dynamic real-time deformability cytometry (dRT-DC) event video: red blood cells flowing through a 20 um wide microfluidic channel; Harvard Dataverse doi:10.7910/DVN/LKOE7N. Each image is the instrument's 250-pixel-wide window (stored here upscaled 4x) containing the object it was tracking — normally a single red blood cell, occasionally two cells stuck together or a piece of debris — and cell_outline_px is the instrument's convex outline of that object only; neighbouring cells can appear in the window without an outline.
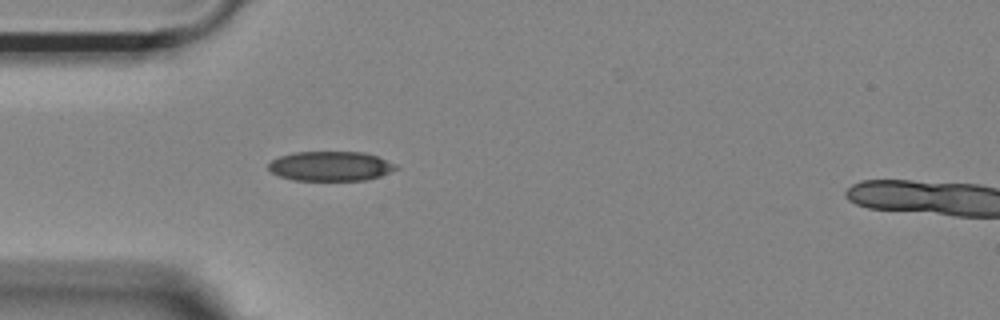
{"species": "Egyptian fruit bat (a non-hibernating species)", "species_latin": "Rousettus aegyptiacus", "temperature_condition": "room temperature", "stored_images_in_passage": 40, "segment_of_instrument_passage": [1, 2], "camera_frame_rate_fps": 3000, "um_per_image_px": 0.085, "animal": {"sex": "female"}, "frame": {"image": 1, "passage_image": 1, "time_ms": 0.0, "image_size_px": [1000, 320], "cell_outline_px": [[400, 168], [380, 176], [368, 180], [292, 180], [280, 176], [272, 172], [268, 168], [268, 164], [272, 160], [280, 156], [296, 152], [364, 152], [376, 156], [396, 164]], "centroid_in_image_um": [28.12, 14.12], "position_along_channel_um": 56.9, "area_um2": 21.96}}
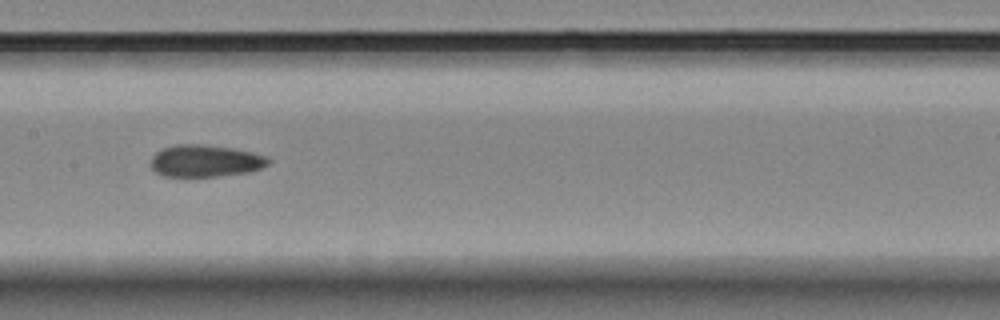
{"frame": {"image": 2, "passage_image": 12, "time_ms": 3.667, "image_size_px": [1000, 320], "cell_outline_px": [[272, 160], [268, 164], [252, 172], [220, 176], [164, 176], [156, 172], [152, 168], [152, 156], [156, 152], [164, 148], [176, 144], [200, 144], [232, 148], [252, 152], [268, 156]], "centroid_in_image_um": [17.5, 13.67], "position_along_channel_um": 189.9, "area_um2": 21.96}}
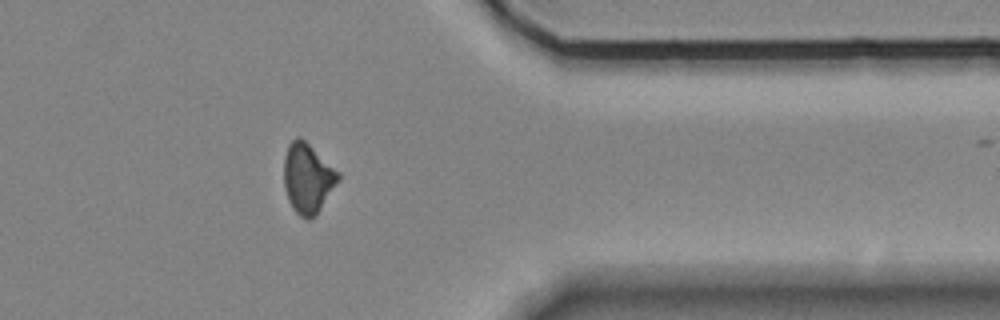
{"frame": {"image": 3, "passage_image": 29, "time_ms": 9.333, "image_size_px": [1000, 320], "cell_outline_px": [[340, 180], [316, 216], [312, 220], [308, 220], [300, 216], [292, 208], [288, 200], [284, 188], [284, 156], [288, 144], [296, 136], [300, 136], [340, 172]], "centroid_in_image_um": [26.16, 15.16], "position_along_channel_um": 385.2, "area_um2": 22.48}}